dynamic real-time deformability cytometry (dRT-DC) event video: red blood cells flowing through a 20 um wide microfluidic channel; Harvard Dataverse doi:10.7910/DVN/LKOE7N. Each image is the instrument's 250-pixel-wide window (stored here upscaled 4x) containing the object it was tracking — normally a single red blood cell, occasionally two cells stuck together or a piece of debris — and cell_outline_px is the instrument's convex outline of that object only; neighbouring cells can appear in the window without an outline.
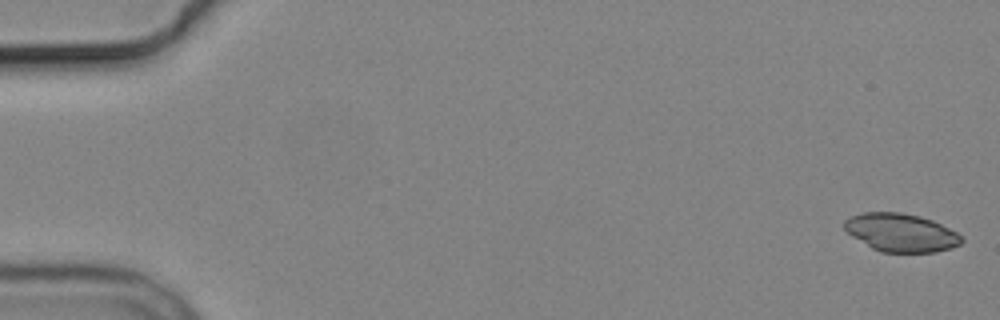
{"species": "common noctule bat (a hibernating species)", "species_latin": "Nyctalus noctula", "temperature_condition": "cold", "stored_images_in_passage": 3, "camera_frame_rate_fps": 3000, "um_per_image_px": 0.085, "animal": {"sex": "male", "body_mass_g": 19.2, "forearm_length_mm": 51.8}, "frame": {"image": 1, "passage_image": 1, "time_ms": 0.0, "image_size_px": [1000, 320], "cell_outline_px": [[964, 240], [960, 244], [952, 248], [936, 252], [880, 252], [872, 248], [852, 236], [844, 228], [844, 220], [852, 216], [864, 212], [900, 212], [920, 216], [932, 220], [956, 232]], "centroid_in_image_um": [76.58, 19.77], "position_along_channel_um": 8.4, "area_um2": 25.95}}